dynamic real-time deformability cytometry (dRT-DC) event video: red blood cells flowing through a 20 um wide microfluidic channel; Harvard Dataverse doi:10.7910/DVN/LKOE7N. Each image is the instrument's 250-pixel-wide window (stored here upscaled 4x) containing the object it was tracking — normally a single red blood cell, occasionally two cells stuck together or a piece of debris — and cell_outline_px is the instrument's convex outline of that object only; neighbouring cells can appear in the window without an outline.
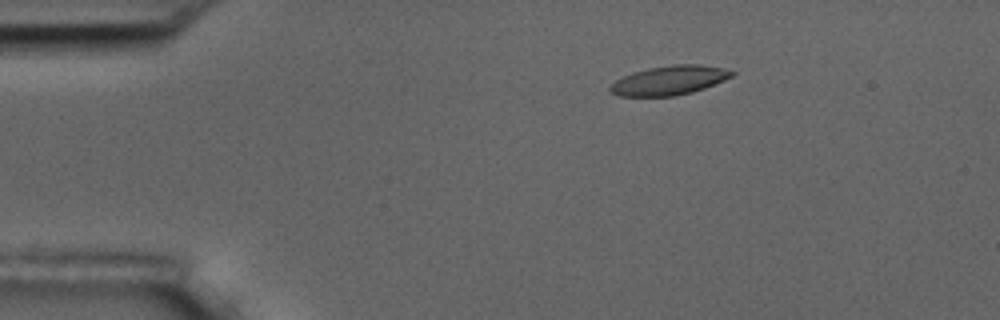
{"species": "common noctule bat (a hibernating species)", "species_latin": "Nyctalus noctula", "temperature_condition": "room temperature", "stored_images_in_passage": 5, "camera_frame_rate_fps": 3000, "um_per_image_px": 0.085, "animal": {"sex": "male", "body_mass_g": 17.5, "forearm_length_mm": 52.3}, "frame": {"image": 1, "passage_image": 3, "time_ms": 2.333, "image_size_px": [1000, 320], "cell_outline_px": [[736, 72], [732, 76], [724, 80], [704, 88], [692, 92], [676, 96], [620, 96], [608, 92], [608, 88], [616, 80], [632, 72], [648, 68], [676, 64], [696, 64], [724, 68]], "centroid_in_image_um": [56.87, 6.83], "position_along_channel_um": 28.1, "area_um2": 20.69}}